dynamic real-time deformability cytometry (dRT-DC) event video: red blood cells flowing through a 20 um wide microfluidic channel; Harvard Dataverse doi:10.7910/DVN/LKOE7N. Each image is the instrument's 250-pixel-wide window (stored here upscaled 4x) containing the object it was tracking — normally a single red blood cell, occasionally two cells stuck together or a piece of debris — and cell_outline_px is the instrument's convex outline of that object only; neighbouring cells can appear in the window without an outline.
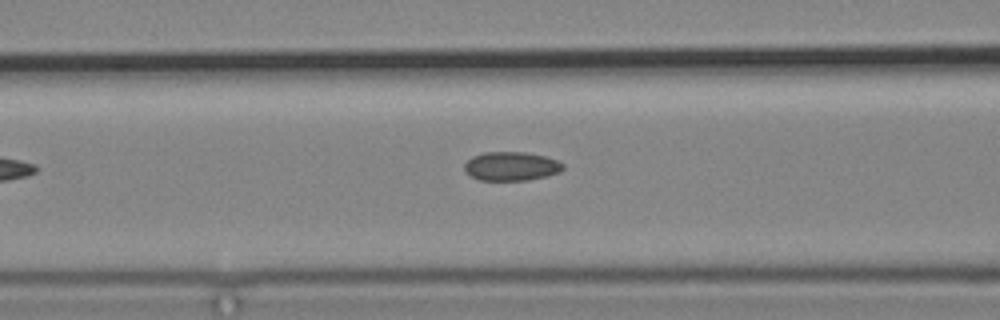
{"species": "common noctule bat (a hibernating species)", "species_latin": "Nyctalus noctula", "temperature_condition": "cold", "stored_images_in_passage": 6, "camera_frame_rate_fps": 3000, "um_per_image_px": 0.085, "animal": {"sex": "male", "body_mass_g": 19.2, "forearm_length_mm": 51.8}, "frame": {"image": 1, "passage_image": 4, "time_ms": 3.667, "image_size_px": [1000, 320], "cell_outline_px": [[564, 168], [560, 172], [548, 176], [528, 180], [480, 180], [472, 176], [464, 168], [464, 164], [472, 156], [484, 152], [524, 152], [544, 156], [556, 160], [564, 164]], "centroid_in_image_um": [43.48, 14.13], "position_along_channel_um": 123.1, "area_um2": 16.53}}
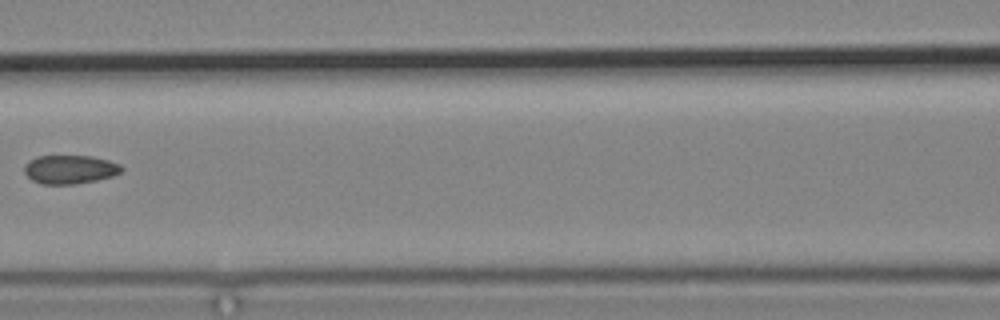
{"frame": {"image": 2, "passage_image": 5, "time_ms": 4.667, "image_size_px": [1000, 320], "cell_outline_px": [[124, 168], [120, 172], [112, 176], [96, 180], [76, 184], [40, 184], [32, 180], [24, 172], [24, 168], [28, 160], [36, 156], [92, 156], [108, 160], [120, 164]], "centroid_in_image_um": [5.93, 14.4], "position_along_channel_um": 160.7, "area_um2": 16.3}}
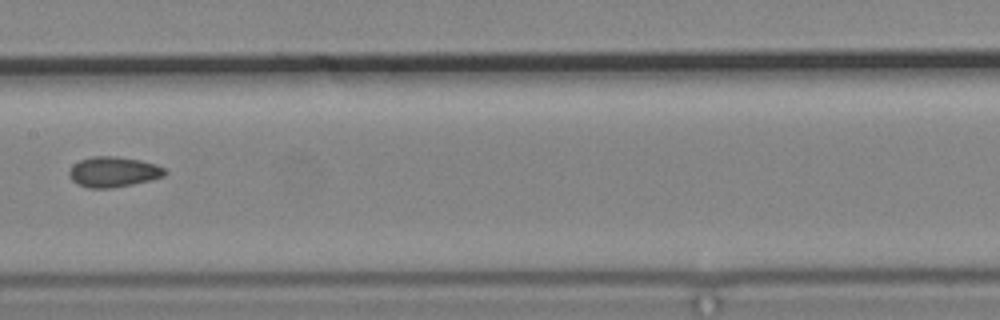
{"frame": {"image": 3, "passage_image": 6, "time_ms": 5.667, "image_size_px": [1000, 320], "cell_outline_px": [[168, 172], [164, 176], [132, 184], [112, 188], [88, 188], [76, 184], [68, 176], [68, 172], [72, 164], [80, 160], [92, 156], [116, 156], [140, 160], [156, 164], [164, 168]], "centroid_in_image_um": [9.6, 14.61], "position_along_channel_um": 197.8, "area_um2": 17.05}}